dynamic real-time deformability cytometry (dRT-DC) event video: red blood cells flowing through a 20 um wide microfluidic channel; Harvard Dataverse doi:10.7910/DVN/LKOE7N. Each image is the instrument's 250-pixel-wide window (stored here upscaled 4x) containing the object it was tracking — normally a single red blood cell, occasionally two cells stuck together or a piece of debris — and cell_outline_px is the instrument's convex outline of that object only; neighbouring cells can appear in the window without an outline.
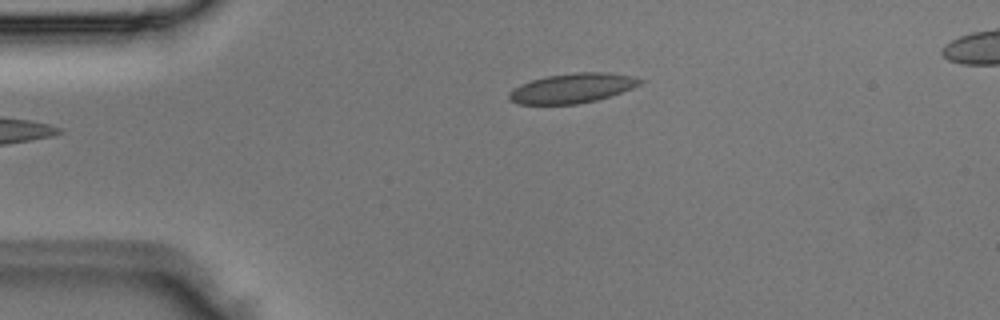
{"species": "Egyptian fruit bat (a non-hibernating species)", "species_latin": "Rousettus aegyptiacus", "temperature_condition": "room temperature", "stored_images_in_passage": 3, "camera_frame_rate_fps": 3000, "um_per_image_px": 0.085, "animal": {"sex": "male"}, "frame": {"image": 1, "passage_image": 3, "time_ms": 0.667, "image_size_px": [1000, 320], "cell_outline_px": [[644, 80], [640, 84], [632, 88], [596, 100], [576, 104], [516, 104], [508, 100], [508, 92], [520, 84], [532, 80], [548, 76], [576, 72], [608, 72], [636, 76]], "centroid_in_image_um": [48.63, 7.49], "position_along_channel_um": 36.4, "area_um2": 22.66}}